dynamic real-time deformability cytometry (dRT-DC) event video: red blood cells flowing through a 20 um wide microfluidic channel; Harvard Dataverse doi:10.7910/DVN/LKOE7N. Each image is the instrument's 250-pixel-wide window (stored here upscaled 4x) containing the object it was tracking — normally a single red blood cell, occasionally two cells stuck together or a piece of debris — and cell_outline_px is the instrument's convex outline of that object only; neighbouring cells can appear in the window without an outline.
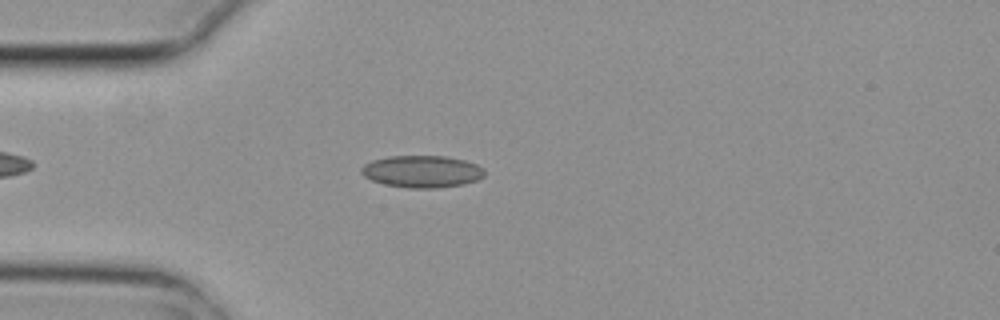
{"species": "common noctule bat (a hibernating species)", "species_latin": "Nyctalus noctula", "temperature_condition": "cold", "stored_images_in_passage": 7, "camera_frame_rate_fps": 3000, "um_per_image_px": 0.085, "animal": {"sex": "female", "body_mass_g": 29.2, "forearm_length_mm": 56.3}, "frame": {"image": 1, "passage_image": 5, "time_ms": 1.333, "image_size_px": [1000, 320], "cell_outline_px": [[484, 176], [476, 180], [464, 184], [436, 188], [408, 188], [384, 184], [372, 180], [364, 176], [360, 172], [360, 168], [364, 164], [372, 160], [388, 156], [444, 156], [464, 160], [476, 164], [484, 168]], "centroid_in_image_um": [35.85, 14.57], "position_along_channel_um": 49.2, "area_um2": 23.06}}